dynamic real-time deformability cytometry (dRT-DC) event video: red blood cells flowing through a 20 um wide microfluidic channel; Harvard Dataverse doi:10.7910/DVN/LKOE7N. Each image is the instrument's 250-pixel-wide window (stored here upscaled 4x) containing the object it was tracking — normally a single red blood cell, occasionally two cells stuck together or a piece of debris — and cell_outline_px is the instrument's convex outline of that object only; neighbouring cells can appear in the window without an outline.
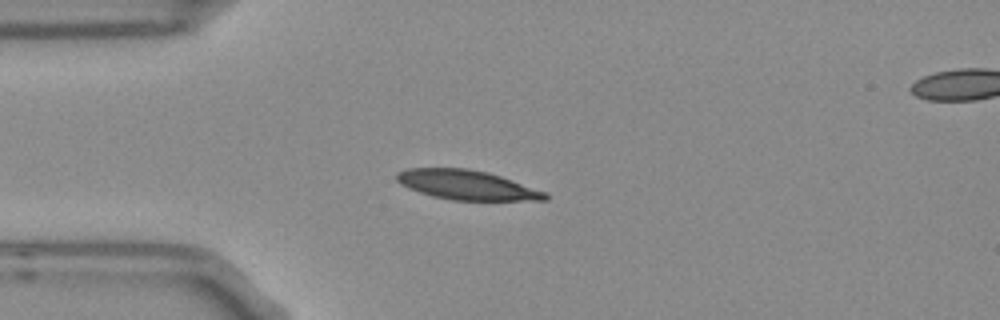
{"species": "Egyptian fruit bat (a non-hibernating species)", "species_latin": "Rousettus aegyptiacus", "temperature_condition": "room temperature", "stored_images_in_passage": 4, "camera_frame_rate_fps": 3000, "um_per_image_px": 0.085, "frame": {"image": 1, "passage_image": 1, "time_ms": 0.0, "image_size_px": [1000, 320], "cell_outline_px": [[548, 200], [452, 200], [432, 196], [408, 188], [400, 184], [396, 180], [396, 172], [408, 168], [468, 168], [488, 172], [512, 180], [544, 192], [548, 196]], "centroid_in_image_um": [39.62, 15.71], "position_along_channel_um": 45.4, "area_um2": 25.37}}
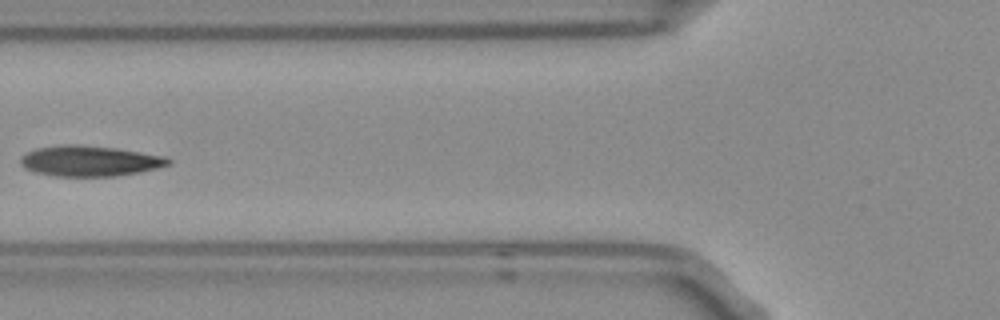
{"frame": {"image": 2, "passage_image": 3, "time_ms": 0.667, "image_size_px": [1000, 320], "cell_outline_px": [[172, 164], [140, 172], [116, 176], [56, 176], [36, 172], [24, 168], [20, 164], [20, 156], [36, 148], [64, 144], [76, 144], [116, 148], [164, 156], [172, 160]], "centroid_in_image_um": [7.62, 13.68], "position_along_channel_um": 118.2, "area_um2": 26.36}}